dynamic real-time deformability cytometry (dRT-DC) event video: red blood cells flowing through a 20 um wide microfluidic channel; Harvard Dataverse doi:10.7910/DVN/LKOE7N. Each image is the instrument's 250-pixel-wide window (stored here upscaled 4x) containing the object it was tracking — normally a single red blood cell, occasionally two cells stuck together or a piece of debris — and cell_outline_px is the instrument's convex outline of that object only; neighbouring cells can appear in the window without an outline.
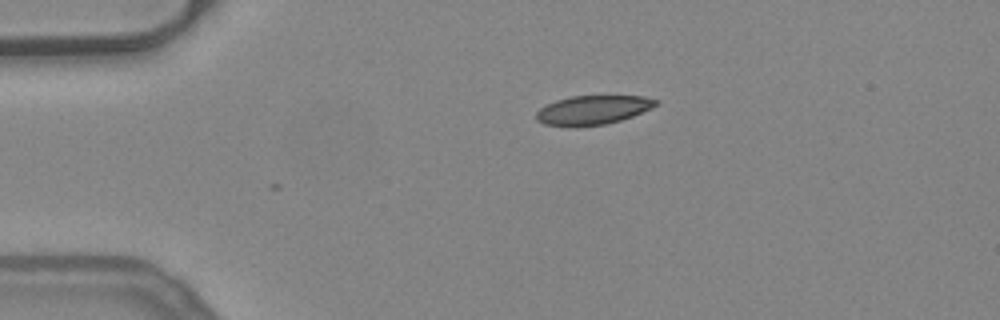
{"species": "common noctule bat (a hibernating species)", "species_latin": "Nyctalus noctula", "temperature_condition": "warm", "stored_images_in_passage": 4, "camera_frame_rate_fps": 3000, "um_per_image_px": 0.085, "animal": {"sex": "female", "body_mass_g": 24.6, "forearm_length_mm": 56.2}, "frame": {"image": 1, "passage_image": 4, "time_ms": 1.0, "image_size_px": [1000, 320], "cell_outline_px": [[656, 104], [652, 108], [632, 116], [620, 120], [604, 124], [544, 124], [536, 120], [536, 112], [540, 108], [556, 100], [572, 96], [644, 96], [656, 100]], "centroid_in_image_um": [50.41, 9.31], "position_along_channel_um": 34.6, "area_um2": 19.42}}